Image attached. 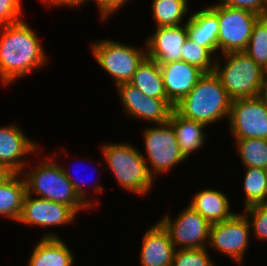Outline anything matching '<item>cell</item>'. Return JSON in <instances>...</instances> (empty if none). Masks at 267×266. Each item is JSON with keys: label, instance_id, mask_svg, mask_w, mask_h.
Returning a JSON list of instances; mask_svg holds the SVG:
<instances>
[{"label": "cell", "instance_id": "16", "mask_svg": "<svg viewBox=\"0 0 267 266\" xmlns=\"http://www.w3.org/2000/svg\"><path fill=\"white\" fill-rule=\"evenodd\" d=\"M59 233L44 231L32 246L26 266H74L75 253Z\"/></svg>", "mask_w": 267, "mask_h": 266}, {"label": "cell", "instance_id": "38", "mask_svg": "<svg viewBox=\"0 0 267 266\" xmlns=\"http://www.w3.org/2000/svg\"><path fill=\"white\" fill-rule=\"evenodd\" d=\"M262 71H263L264 80H267V62L265 66L262 68Z\"/></svg>", "mask_w": 267, "mask_h": 266}, {"label": "cell", "instance_id": "13", "mask_svg": "<svg viewBox=\"0 0 267 266\" xmlns=\"http://www.w3.org/2000/svg\"><path fill=\"white\" fill-rule=\"evenodd\" d=\"M78 214L69 206L26 193L17 223L30 227L55 228L75 223Z\"/></svg>", "mask_w": 267, "mask_h": 266}, {"label": "cell", "instance_id": "21", "mask_svg": "<svg viewBox=\"0 0 267 266\" xmlns=\"http://www.w3.org/2000/svg\"><path fill=\"white\" fill-rule=\"evenodd\" d=\"M169 122L174 129L180 153L186 160L207 144L208 131L205 129L209 127L204 123L185 118L175 109L171 112Z\"/></svg>", "mask_w": 267, "mask_h": 266}, {"label": "cell", "instance_id": "37", "mask_svg": "<svg viewBox=\"0 0 267 266\" xmlns=\"http://www.w3.org/2000/svg\"><path fill=\"white\" fill-rule=\"evenodd\" d=\"M261 97L267 103V80H264V84L262 87Z\"/></svg>", "mask_w": 267, "mask_h": 266}, {"label": "cell", "instance_id": "28", "mask_svg": "<svg viewBox=\"0 0 267 266\" xmlns=\"http://www.w3.org/2000/svg\"><path fill=\"white\" fill-rule=\"evenodd\" d=\"M181 60L194 65L204 73L214 71L216 57L206 48L187 37L182 46Z\"/></svg>", "mask_w": 267, "mask_h": 266}, {"label": "cell", "instance_id": "4", "mask_svg": "<svg viewBox=\"0 0 267 266\" xmlns=\"http://www.w3.org/2000/svg\"><path fill=\"white\" fill-rule=\"evenodd\" d=\"M231 102L219 78L211 72L205 73L174 109L183 117L209 127L224 119L228 121Z\"/></svg>", "mask_w": 267, "mask_h": 266}, {"label": "cell", "instance_id": "25", "mask_svg": "<svg viewBox=\"0 0 267 266\" xmlns=\"http://www.w3.org/2000/svg\"><path fill=\"white\" fill-rule=\"evenodd\" d=\"M245 170V171H244ZM243 208L267 203V169L248 167L243 168Z\"/></svg>", "mask_w": 267, "mask_h": 266}, {"label": "cell", "instance_id": "34", "mask_svg": "<svg viewBox=\"0 0 267 266\" xmlns=\"http://www.w3.org/2000/svg\"><path fill=\"white\" fill-rule=\"evenodd\" d=\"M217 3L232 8L245 9L260 17L266 16V0H217Z\"/></svg>", "mask_w": 267, "mask_h": 266}, {"label": "cell", "instance_id": "11", "mask_svg": "<svg viewBox=\"0 0 267 266\" xmlns=\"http://www.w3.org/2000/svg\"><path fill=\"white\" fill-rule=\"evenodd\" d=\"M227 124L232 139L267 140V103L261 96L232 100Z\"/></svg>", "mask_w": 267, "mask_h": 266}, {"label": "cell", "instance_id": "2", "mask_svg": "<svg viewBox=\"0 0 267 266\" xmlns=\"http://www.w3.org/2000/svg\"><path fill=\"white\" fill-rule=\"evenodd\" d=\"M42 150L41 148L37 153V157L34 156L38 161L35 163V159L34 162L31 160L21 173L26 182L27 194L67 205L78 215L82 210L86 213L91 211L92 209L79 197L73 184L64 174L59 160H56V156L59 157L58 152L55 155L53 153L43 156ZM32 163L36 165L32 166Z\"/></svg>", "mask_w": 267, "mask_h": 266}, {"label": "cell", "instance_id": "18", "mask_svg": "<svg viewBox=\"0 0 267 266\" xmlns=\"http://www.w3.org/2000/svg\"><path fill=\"white\" fill-rule=\"evenodd\" d=\"M141 238L140 266H167L173 263L176 251L168 232L156 221L145 228Z\"/></svg>", "mask_w": 267, "mask_h": 266}, {"label": "cell", "instance_id": "5", "mask_svg": "<svg viewBox=\"0 0 267 266\" xmlns=\"http://www.w3.org/2000/svg\"><path fill=\"white\" fill-rule=\"evenodd\" d=\"M213 72L232 100L261 96L262 68L245 51L218 55Z\"/></svg>", "mask_w": 267, "mask_h": 266}, {"label": "cell", "instance_id": "6", "mask_svg": "<svg viewBox=\"0 0 267 266\" xmlns=\"http://www.w3.org/2000/svg\"><path fill=\"white\" fill-rule=\"evenodd\" d=\"M94 40L90 41L89 46L92 56L97 65L112 78L115 87L130 82L138 66L147 57L145 42L143 46L135 47L132 43L126 44L117 39Z\"/></svg>", "mask_w": 267, "mask_h": 266}, {"label": "cell", "instance_id": "31", "mask_svg": "<svg viewBox=\"0 0 267 266\" xmlns=\"http://www.w3.org/2000/svg\"><path fill=\"white\" fill-rule=\"evenodd\" d=\"M207 247L177 249L174 253V266H217Z\"/></svg>", "mask_w": 267, "mask_h": 266}, {"label": "cell", "instance_id": "39", "mask_svg": "<svg viewBox=\"0 0 267 266\" xmlns=\"http://www.w3.org/2000/svg\"><path fill=\"white\" fill-rule=\"evenodd\" d=\"M266 16H267V0H266Z\"/></svg>", "mask_w": 267, "mask_h": 266}, {"label": "cell", "instance_id": "10", "mask_svg": "<svg viewBox=\"0 0 267 266\" xmlns=\"http://www.w3.org/2000/svg\"><path fill=\"white\" fill-rule=\"evenodd\" d=\"M167 212L157 221L168 232L175 249L205 248L209 241L210 223L188 204L175 218Z\"/></svg>", "mask_w": 267, "mask_h": 266}, {"label": "cell", "instance_id": "7", "mask_svg": "<svg viewBox=\"0 0 267 266\" xmlns=\"http://www.w3.org/2000/svg\"><path fill=\"white\" fill-rule=\"evenodd\" d=\"M143 148L141 151L150 174L160 178L169 173L177 165L186 163V159L180 153L177 138L170 122L147 125L141 128Z\"/></svg>", "mask_w": 267, "mask_h": 266}, {"label": "cell", "instance_id": "22", "mask_svg": "<svg viewBox=\"0 0 267 266\" xmlns=\"http://www.w3.org/2000/svg\"><path fill=\"white\" fill-rule=\"evenodd\" d=\"M26 182L21 173H12L0 184V218L17 222L21 215Z\"/></svg>", "mask_w": 267, "mask_h": 266}, {"label": "cell", "instance_id": "12", "mask_svg": "<svg viewBox=\"0 0 267 266\" xmlns=\"http://www.w3.org/2000/svg\"><path fill=\"white\" fill-rule=\"evenodd\" d=\"M115 88L125 116L150 125L169 121L175 106L168 99L148 97L129 82Z\"/></svg>", "mask_w": 267, "mask_h": 266}, {"label": "cell", "instance_id": "9", "mask_svg": "<svg viewBox=\"0 0 267 266\" xmlns=\"http://www.w3.org/2000/svg\"><path fill=\"white\" fill-rule=\"evenodd\" d=\"M208 6L219 20L218 55L245 51L254 23L260 17L245 9L232 8L213 3Z\"/></svg>", "mask_w": 267, "mask_h": 266}, {"label": "cell", "instance_id": "15", "mask_svg": "<svg viewBox=\"0 0 267 266\" xmlns=\"http://www.w3.org/2000/svg\"><path fill=\"white\" fill-rule=\"evenodd\" d=\"M146 37L147 57L157 63L181 60L182 46L188 37L186 23L178 26L154 27Z\"/></svg>", "mask_w": 267, "mask_h": 266}, {"label": "cell", "instance_id": "26", "mask_svg": "<svg viewBox=\"0 0 267 266\" xmlns=\"http://www.w3.org/2000/svg\"><path fill=\"white\" fill-rule=\"evenodd\" d=\"M243 168L267 169V140L258 138L231 139Z\"/></svg>", "mask_w": 267, "mask_h": 266}, {"label": "cell", "instance_id": "20", "mask_svg": "<svg viewBox=\"0 0 267 266\" xmlns=\"http://www.w3.org/2000/svg\"><path fill=\"white\" fill-rule=\"evenodd\" d=\"M199 8L188 17V37L198 45L206 47L215 57L218 56L219 20L217 14L208 6Z\"/></svg>", "mask_w": 267, "mask_h": 266}, {"label": "cell", "instance_id": "32", "mask_svg": "<svg viewBox=\"0 0 267 266\" xmlns=\"http://www.w3.org/2000/svg\"><path fill=\"white\" fill-rule=\"evenodd\" d=\"M22 6L21 0H0V27L22 20Z\"/></svg>", "mask_w": 267, "mask_h": 266}, {"label": "cell", "instance_id": "8", "mask_svg": "<svg viewBox=\"0 0 267 266\" xmlns=\"http://www.w3.org/2000/svg\"><path fill=\"white\" fill-rule=\"evenodd\" d=\"M250 235L249 222L238 211L231 218L210 225L207 248L214 253L224 254L237 266H244L245 255L251 246Z\"/></svg>", "mask_w": 267, "mask_h": 266}, {"label": "cell", "instance_id": "1", "mask_svg": "<svg viewBox=\"0 0 267 266\" xmlns=\"http://www.w3.org/2000/svg\"><path fill=\"white\" fill-rule=\"evenodd\" d=\"M38 33L24 19L0 27V82L10 87L43 67L46 54Z\"/></svg>", "mask_w": 267, "mask_h": 266}, {"label": "cell", "instance_id": "23", "mask_svg": "<svg viewBox=\"0 0 267 266\" xmlns=\"http://www.w3.org/2000/svg\"><path fill=\"white\" fill-rule=\"evenodd\" d=\"M129 83L148 97L167 99L160 66L148 57L138 66Z\"/></svg>", "mask_w": 267, "mask_h": 266}, {"label": "cell", "instance_id": "27", "mask_svg": "<svg viewBox=\"0 0 267 266\" xmlns=\"http://www.w3.org/2000/svg\"><path fill=\"white\" fill-rule=\"evenodd\" d=\"M245 53L261 68L265 66L267 62V16L259 17L254 23Z\"/></svg>", "mask_w": 267, "mask_h": 266}, {"label": "cell", "instance_id": "30", "mask_svg": "<svg viewBox=\"0 0 267 266\" xmlns=\"http://www.w3.org/2000/svg\"><path fill=\"white\" fill-rule=\"evenodd\" d=\"M61 164V167H62V170H63V172H64V174L66 175V177L70 180V182L73 184V187H74V189H75V191H76V193L79 195V197L92 209V211H94V210H96V207L98 206V205H100L101 204V201H100V196H102V194L105 192L104 190H105V187H103L104 185H102L100 182H97L96 183V181L94 182V183H92L93 184V186H91L92 187V193H93V195L95 196H93L92 197V193L90 194L91 196H89V191L84 187V186H86L85 184V179H83V180H81V177H79V175H78V177L76 176V174H75V176H76V178L74 177V174L73 175H71L72 173H70V171L68 170V168L65 166V164L64 165H62V163H60ZM65 166V167H64ZM73 167V166H72ZM78 168V167H77ZM72 170V169H71ZM74 170V169H73ZM77 174H80V172L79 173H77ZM75 178V179H74ZM82 178H83V176H82ZM81 181H80V180ZM87 180H89V179H87ZM84 185V186H83ZM88 192V193H87ZM89 196V197H88ZM90 197H92V199H90Z\"/></svg>", "mask_w": 267, "mask_h": 266}, {"label": "cell", "instance_id": "14", "mask_svg": "<svg viewBox=\"0 0 267 266\" xmlns=\"http://www.w3.org/2000/svg\"><path fill=\"white\" fill-rule=\"evenodd\" d=\"M20 127L15 123L0 126V164L12 173H22L33 159L29 156H35L41 150V144L29 138Z\"/></svg>", "mask_w": 267, "mask_h": 266}, {"label": "cell", "instance_id": "35", "mask_svg": "<svg viewBox=\"0 0 267 266\" xmlns=\"http://www.w3.org/2000/svg\"><path fill=\"white\" fill-rule=\"evenodd\" d=\"M41 1L40 3H44L43 6H46L48 8H57L60 9L61 7L63 8H70L72 10L75 9V11L78 9H81L82 6H86V4H89L92 2V0H38Z\"/></svg>", "mask_w": 267, "mask_h": 266}, {"label": "cell", "instance_id": "19", "mask_svg": "<svg viewBox=\"0 0 267 266\" xmlns=\"http://www.w3.org/2000/svg\"><path fill=\"white\" fill-rule=\"evenodd\" d=\"M216 187L199 189L191 197L189 206L204 217L210 224L220 223L231 218L237 211L231 207L230 197ZM232 210V211H231Z\"/></svg>", "mask_w": 267, "mask_h": 266}, {"label": "cell", "instance_id": "3", "mask_svg": "<svg viewBox=\"0 0 267 266\" xmlns=\"http://www.w3.org/2000/svg\"><path fill=\"white\" fill-rule=\"evenodd\" d=\"M99 146L105 166L114 175L117 185L131 195L147 198L156 179L150 174L141 149L128 141L103 142Z\"/></svg>", "mask_w": 267, "mask_h": 266}, {"label": "cell", "instance_id": "24", "mask_svg": "<svg viewBox=\"0 0 267 266\" xmlns=\"http://www.w3.org/2000/svg\"><path fill=\"white\" fill-rule=\"evenodd\" d=\"M189 0H152L151 11L155 27L178 26L188 22Z\"/></svg>", "mask_w": 267, "mask_h": 266}, {"label": "cell", "instance_id": "17", "mask_svg": "<svg viewBox=\"0 0 267 266\" xmlns=\"http://www.w3.org/2000/svg\"><path fill=\"white\" fill-rule=\"evenodd\" d=\"M167 99L176 106L205 74L198 67L182 60L158 63Z\"/></svg>", "mask_w": 267, "mask_h": 266}, {"label": "cell", "instance_id": "33", "mask_svg": "<svg viewBox=\"0 0 267 266\" xmlns=\"http://www.w3.org/2000/svg\"><path fill=\"white\" fill-rule=\"evenodd\" d=\"M132 0H92L102 23H107L122 7Z\"/></svg>", "mask_w": 267, "mask_h": 266}, {"label": "cell", "instance_id": "36", "mask_svg": "<svg viewBox=\"0 0 267 266\" xmlns=\"http://www.w3.org/2000/svg\"><path fill=\"white\" fill-rule=\"evenodd\" d=\"M12 174L4 165L0 164V184Z\"/></svg>", "mask_w": 267, "mask_h": 266}, {"label": "cell", "instance_id": "29", "mask_svg": "<svg viewBox=\"0 0 267 266\" xmlns=\"http://www.w3.org/2000/svg\"><path fill=\"white\" fill-rule=\"evenodd\" d=\"M240 211L249 222L254 240L267 242V203L255 204Z\"/></svg>", "mask_w": 267, "mask_h": 266}]
</instances>
